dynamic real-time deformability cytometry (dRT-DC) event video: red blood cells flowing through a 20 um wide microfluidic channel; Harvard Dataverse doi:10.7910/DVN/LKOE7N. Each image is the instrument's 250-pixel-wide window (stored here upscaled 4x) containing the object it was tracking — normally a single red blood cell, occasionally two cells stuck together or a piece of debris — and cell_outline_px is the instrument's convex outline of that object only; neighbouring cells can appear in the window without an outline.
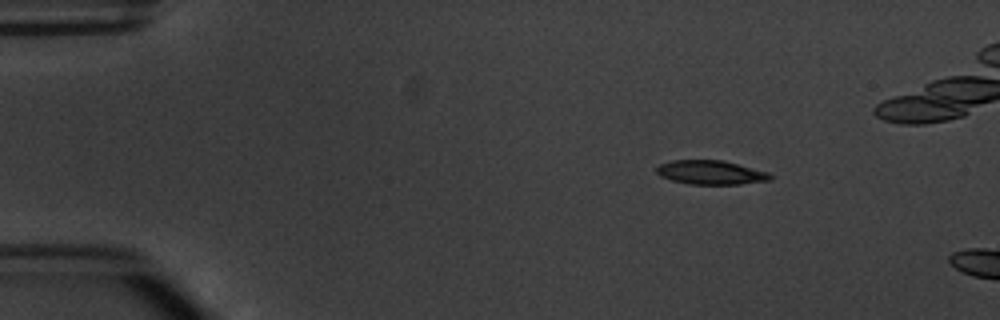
{"species": "common noctule bat (a hibernating species)", "species_latin": "Nyctalus noctula", "temperature_condition": "warm", "stored_images_in_passage": 3, "camera_frame_rate_fps": 3000, "um_per_image_px": 0.085, "animal": {"sex": "male", "body_mass_g": 20.1, "forearm_length_mm": 53.5}, "frame": {"image": 1, "passage_image": 1, "time_ms": 0.0, "image_size_px": [1000, 320], "cell_outline_px": [[772, 180], [740, 184], [688, 184], [672, 180], [660, 176], [656, 172], [656, 168], [660, 164], [672, 160], [720, 160], [768, 172], [772, 176]], "centroid_in_image_um": [60.39, 14.66], "position_along_channel_um": 24.6, "area_um2": 15.78}}